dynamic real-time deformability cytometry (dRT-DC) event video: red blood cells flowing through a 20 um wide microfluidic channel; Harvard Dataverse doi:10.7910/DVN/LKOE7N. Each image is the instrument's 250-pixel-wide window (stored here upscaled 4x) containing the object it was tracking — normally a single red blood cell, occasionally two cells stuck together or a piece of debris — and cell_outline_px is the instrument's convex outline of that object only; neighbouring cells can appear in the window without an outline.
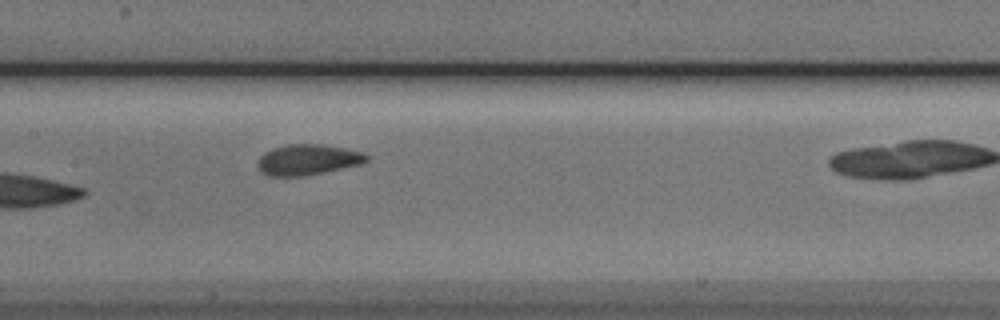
{"species": "Egyptian fruit bat (a non-hibernating species)", "species_latin": "Rousettus aegyptiacus", "temperature_condition": "cold", "stored_images_in_passage": 8, "segment_of_instrument_passage": [1, 2], "camera_frame_rate_fps": 3000, "um_per_image_px": 0.085, "animal": {"sex": "male"}, "frame": {"image": 1, "passage_image": 7, "time_ms": 7.0, "image_size_px": [1000, 320], "cell_outline_px": [[368, 160], [360, 164], [324, 172], [304, 176], [268, 176], [260, 172], [256, 164], [260, 156], [264, 152], [272, 148], [288, 144], [324, 144], [364, 152], [368, 156]], "centroid_in_image_um": [26.12, 13.57], "position_along_channel_um": 181.3, "area_um2": 19.59}}